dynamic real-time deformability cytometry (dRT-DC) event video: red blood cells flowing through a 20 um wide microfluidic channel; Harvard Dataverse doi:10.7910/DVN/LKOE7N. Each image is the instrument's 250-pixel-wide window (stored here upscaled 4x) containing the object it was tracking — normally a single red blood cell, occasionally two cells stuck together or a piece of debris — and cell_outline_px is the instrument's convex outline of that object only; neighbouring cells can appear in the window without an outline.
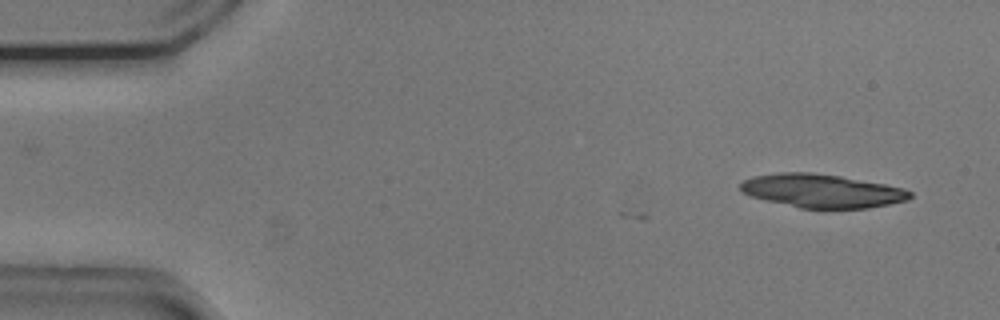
{"species": "common noctule bat (a hibernating species)", "species_latin": "Nyctalus noctula", "temperature_condition": "cold", "stored_images_in_passage": 5, "camera_frame_rate_fps": 3000, "um_per_image_px": 0.085, "animal": {"sex": "male", "body_mass_g": 20.5, "forearm_length_mm": 52.5}, "frame": {"image": 1, "passage_image": 2, "time_ms": 0.333, "image_size_px": [1000, 320], "cell_outline_px": [[912, 196], [908, 200], [868, 208], [800, 208], [752, 196], [744, 192], [740, 188], [740, 184], [744, 180], [756, 176], [780, 172], [812, 172], [840, 176], [884, 184], [904, 188], [912, 192]], "centroid_in_image_um": [69.91, 16.22], "position_along_channel_um": 15.1, "area_um2": 32.71}}